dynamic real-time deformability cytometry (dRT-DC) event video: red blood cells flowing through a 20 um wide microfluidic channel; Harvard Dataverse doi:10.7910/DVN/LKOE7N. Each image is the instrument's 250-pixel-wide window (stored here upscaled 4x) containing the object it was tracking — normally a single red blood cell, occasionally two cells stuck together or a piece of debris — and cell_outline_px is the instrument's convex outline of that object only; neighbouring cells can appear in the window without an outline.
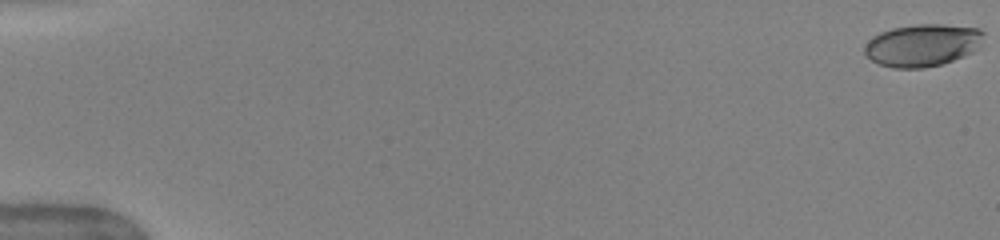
{"species": "human", "species_latin": "Homo sapiens", "temperature_condition": "warm", "stored_images_in_passage": 51, "camera_frame_rate_fps": 3000, "um_per_image_px": 0.085, "donor": {"sex": "female"}, "frame": {"image": 1, "passage_image": 1, "time_ms": 0.0, "image_size_px": [1000, 240], "cell_outline_px": [[984, 32], [972, 52], [964, 56], [940, 64], [924, 68], [892, 68], [880, 64], [872, 60], [864, 52], [864, 48], [868, 40], [872, 36], [880, 32], [892, 28], [916, 24], [944, 24], [980, 28]], "centroid_in_image_um": [78.36, 3.83], "position_along_channel_um": 6.6, "area_um2": 29.13}}
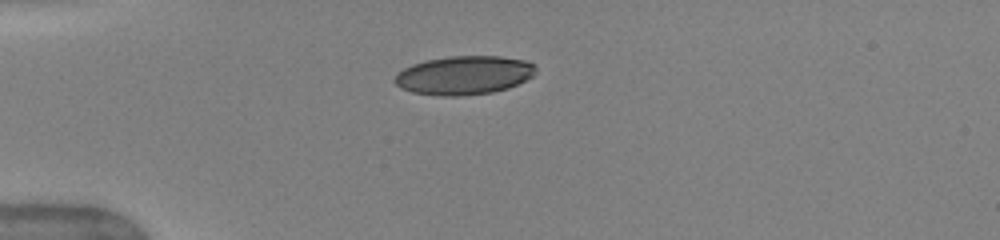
{"frame": {"image": 2, "passage_image": 15, "time_ms": 4.667, "image_size_px": [1000, 240], "cell_outline_px": [[536, 72], [532, 76], [508, 88], [492, 92], [460, 96], [440, 96], [412, 92], [400, 88], [392, 80], [404, 68], [412, 64], [428, 60], [452, 56], [500, 56], [524, 60], [536, 64]], "centroid_in_image_um": [39.44, 6.4], "position_along_channel_um": 45.6, "area_um2": 31.73}}
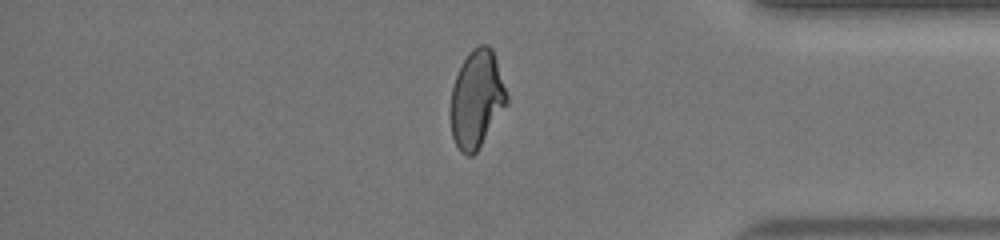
{"frame": {"image": 3, "passage_image": 44, "time_ms": 14.333, "image_size_px": [1000, 240], "cell_outline_px": [[508, 104], [476, 152], [472, 156], [468, 156], [460, 152], [452, 136], [452, 88], [456, 76], [468, 52], [472, 48], [480, 44], [488, 44], [492, 48], [508, 96]], "centroid_in_image_um": [40.54, 8.41], "position_along_channel_um": 394.7, "area_um2": 31.56}, "authors_computed_cell_mechanics": {"area_um2": 32.0212, "velocity_mm_per_s": 4.0679, "shape_relaxation_time_tau1_ms": 5.0285, "shape_relaxation_time_tau2_ms": 1.0116, "deformation_change_tau1": 0.1894, "deformation_change_tau2": 0.0615}}